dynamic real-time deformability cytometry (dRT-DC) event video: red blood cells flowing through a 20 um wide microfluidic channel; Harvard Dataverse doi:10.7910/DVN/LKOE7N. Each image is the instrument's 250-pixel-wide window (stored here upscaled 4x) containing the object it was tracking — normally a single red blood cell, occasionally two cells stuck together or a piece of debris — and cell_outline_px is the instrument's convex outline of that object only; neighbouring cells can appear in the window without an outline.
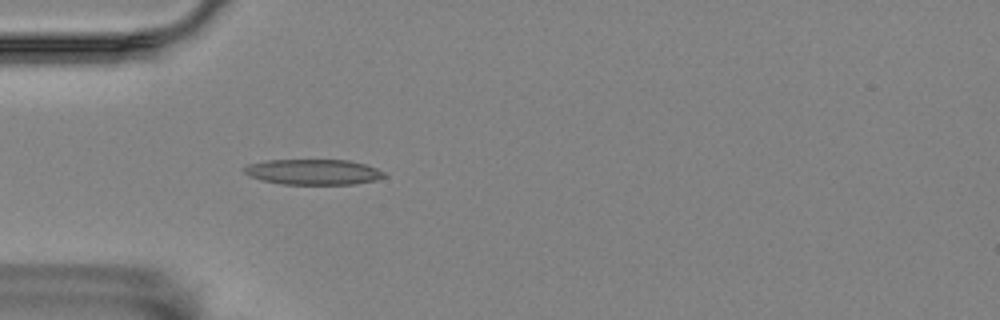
{"species": "Egyptian fruit bat (a non-hibernating species)", "species_latin": "Rousettus aegyptiacus", "temperature_condition": "room temperature", "stored_images_in_passage": 57, "camera_frame_rate_fps": 3000, "um_per_image_px": 0.085, "animal": {"sex": "female"}, "frame": {"image": 1, "passage_image": 17, "time_ms": 5.333, "image_size_px": [1000, 320], "cell_outline_px": [[388, 176], [376, 180], [352, 184], [280, 184], [248, 176], [244, 172], [244, 168], [248, 164], [268, 160], [348, 160], [364, 164], [376, 168], [384, 172]], "centroid_in_image_um": [26.64, 14.61], "position_along_channel_um": 58.4, "area_um2": 20.69}}
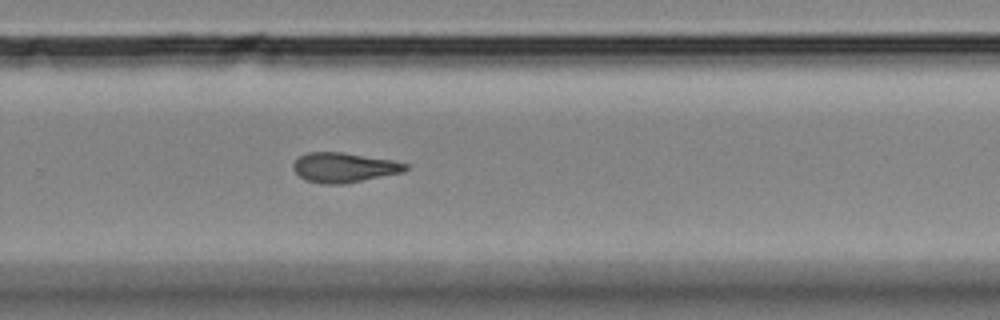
{"frame": {"image": 2, "passage_image": 38, "time_ms": 12.333, "image_size_px": [1000, 320], "cell_outline_px": [[408, 168], [404, 172], [344, 184], [324, 184], [304, 180], [292, 168], [292, 164], [300, 156], [308, 152], [340, 152], [392, 160], [408, 164]], "centroid_in_image_um": [29.23, 14.24], "position_along_channel_um": 300.6, "area_um2": 19.42}}
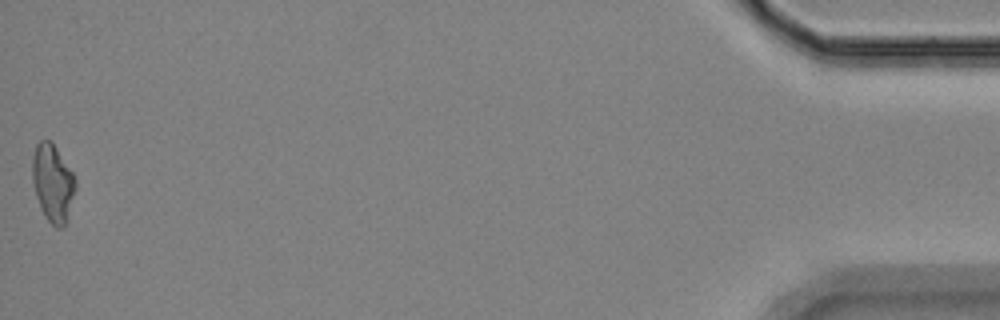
{"frame": {"image": 3, "passage_image": 57, "time_ms": 18.667, "image_size_px": [1000, 320], "cell_outline_px": [[76, 188], [64, 228], [56, 228], [48, 220], [40, 208], [36, 196], [32, 180], [32, 156], [36, 144], [40, 140], [52, 140], [72, 172], [76, 180]], "centroid_in_image_um": [4.47, 15.53], "position_along_channel_um": 430.7, "area_um2": 19.59}, "authors_computed_cell_mechanics": {"area_um2": 19.3052, "velocity_mm_per_s": 3.5036, "shape_relaxation_time_tau1_ms": null, "shape_relaxation_time_tau2_ms": 11.2605, "deformation_change_tau1": null, "deformation_change_tau2": 0.2413}}